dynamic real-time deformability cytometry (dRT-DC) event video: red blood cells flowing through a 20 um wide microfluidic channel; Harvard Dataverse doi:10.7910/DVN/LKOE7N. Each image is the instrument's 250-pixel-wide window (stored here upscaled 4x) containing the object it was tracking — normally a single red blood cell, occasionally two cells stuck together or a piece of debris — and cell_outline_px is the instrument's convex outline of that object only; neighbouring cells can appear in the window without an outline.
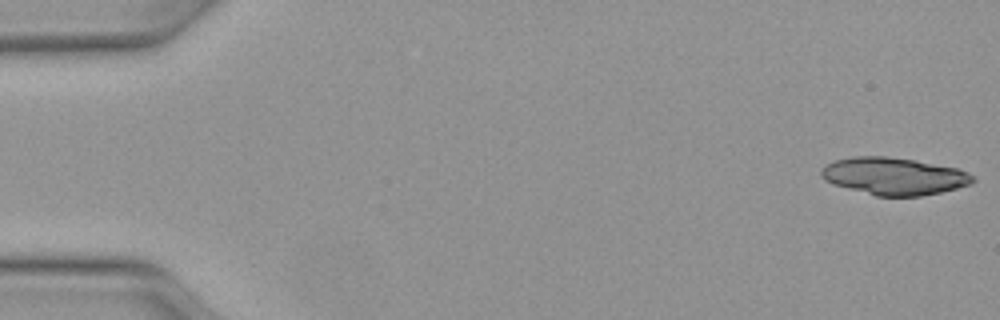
{"species": "Egyptian fruit bat (a non-hibernating species)", "species_latin": "Rousettus aegyptiacus", "temperature_condition": "warm", "stored_images_in_passage": 50, "camera_frame_rate_fps": 3000, "um_per_image_px": 0.085, "animal": {"sex": "female"}, "frame": {"image": 1, "passage_image": 1, "time_ms": 0.0, "image_size_px": [1000, 320], "cell_outline_px": [[976, 180], [972, 184], [940, 192], [920, 196], [876, 196], [832, 184], [824, 180], [820, 176], [820, 168], [836, 160], [852, 156], [888, 156], [916, 160], [956, 168], [968, 172]], "centroid_in_image_um": [75.96, 14.97], "position_along_channel_um": 9.0, "area_um2": 33.06}}
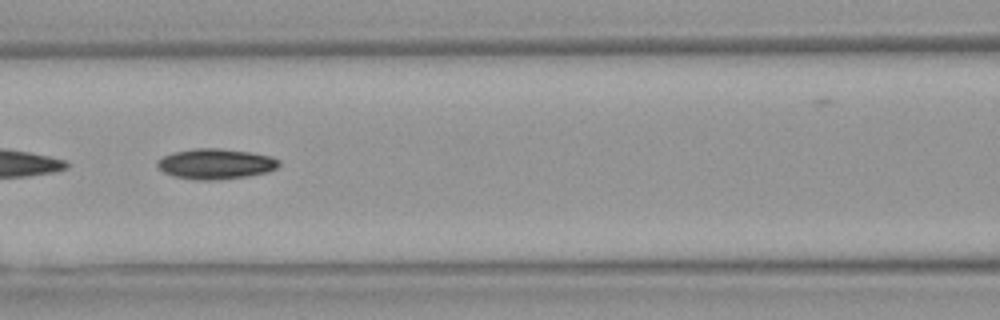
{"frame": {"image": 2, "passage_image": 22, "time_ms": 7.0, "image_size_px": [1000, 320], "cell_outline_px": [[280, 164], [276, 168], [268, 172], [248, 176], [216, 180], [196, 180], [172, 176], [156, 168], [156, 160], [172, 152], [192, 148], [220, 148], [252, 152], [272, 156], [280, 160]], "centroid_in_image_um": [18.31, 13.92], "position_along_channel_um": 148.3, "area_um2": 21.96}}
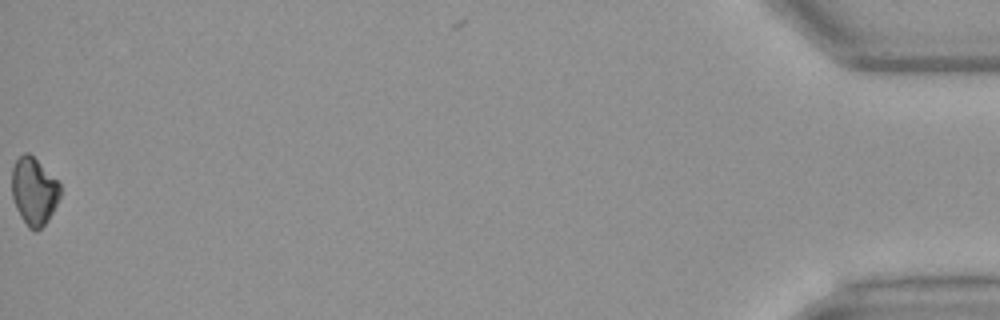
{"frame": {"image": 3, "passage_image": 50, "time_ms": 16.333, "image_size_px": [1000, 320], "cell_outline_px": [[60, 196], [48, 220], [36, 232], [28, 228], [20, 216], [16, 208], [12, 196], [12, 168], [16, 160], [24, 152], [28, 152], [60, 184]], "centroid_in_image_um": [2.86, 16.28], "position_along_channel_um": 432.3, "area_um2": 18.73}, "authors_computed_cell_mechanics": {"area_um2": 20.8947, "velocity_mm_per_s": 4.1361, "shape_relaxation_time_tau1_ms": 8.5796, "shape_relaxation_time_tau2_ms": null, "deformation_change_tau1": 0.2062, "deformation_change_tau2": null}}